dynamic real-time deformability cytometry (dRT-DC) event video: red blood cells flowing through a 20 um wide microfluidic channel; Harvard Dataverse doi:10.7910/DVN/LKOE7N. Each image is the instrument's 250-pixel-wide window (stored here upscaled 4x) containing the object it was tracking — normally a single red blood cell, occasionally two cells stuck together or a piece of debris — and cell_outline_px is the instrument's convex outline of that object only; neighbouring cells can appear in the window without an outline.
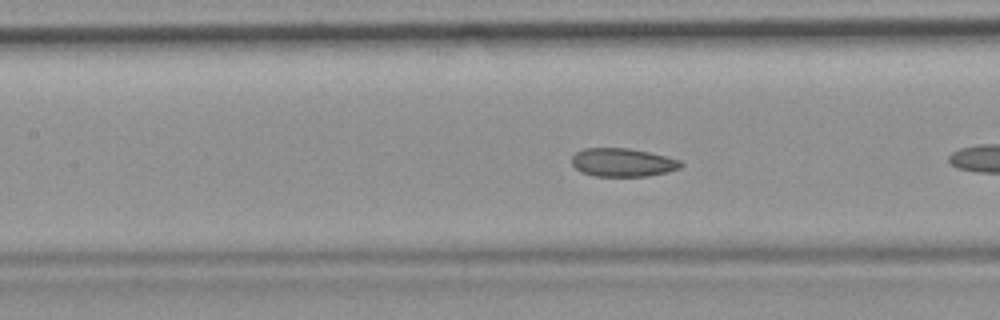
{"species": "common noctule bat (a hibernating species)", "species_latin": "Nyctalus noctula", "temperature_condition": "room temperature", "stored_images_in_passage": 26, "camera_frame_rate_fps": 3000, "um_per_image_px": 0.085, "animal": {"sex": "female", "body_mass_g": 19.9}, "frame": {"image": 1, "passage_image": 8, "time_ms": 2.333, "image_size_px": [1000, 320], "cell_outline_px": [[684, 164], [680, 168], [668, 172], [648, 176], [596, 176], [580, 172], [572, 164], [572, 156], [576, 152], [584, 148], [628, 148], [648, 152], [680, 160]], "centroid_in_image_um": [52.92, 13.81], "position_along_channel_um": 154.5, "area_um2": 18.03}}